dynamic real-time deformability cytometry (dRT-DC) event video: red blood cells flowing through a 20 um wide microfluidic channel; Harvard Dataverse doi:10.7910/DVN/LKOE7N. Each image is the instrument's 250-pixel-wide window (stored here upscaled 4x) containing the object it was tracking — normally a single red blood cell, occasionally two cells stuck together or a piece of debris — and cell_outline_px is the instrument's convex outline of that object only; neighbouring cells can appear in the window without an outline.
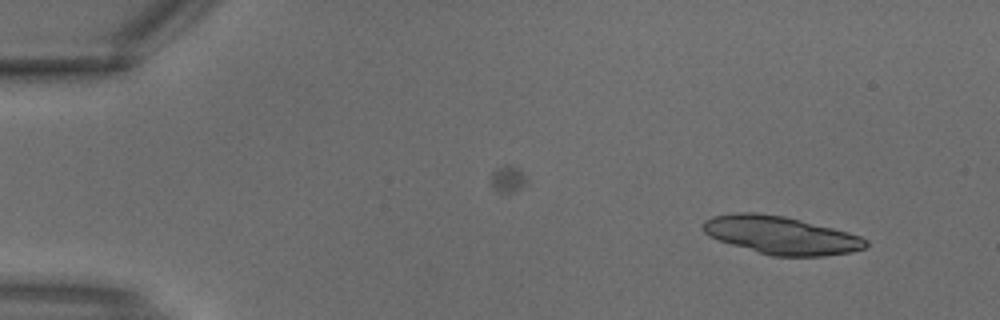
{"species": "common noctule bat (a hibernating species)", "species_latin": "Nyctalus noctula", "temperature_condition": "warm", "stored_images_in_passage": 3, "camera_frame_rate_fps": 3000, "um_per_image_px": 0.085, "animal": {"sex": "male", "body_mass_g": 18.8}, "frame": {"image": 1, "passage_image": 3, "time_ms": 0.667, "image_size_px": [1000, 320], "cell_outline_px": [[868, 244], [864, 248], [852, 252], [824, 256], [772, 256], [732, 244], [708, 236], [700, 228], [700, 224], [704, 220], [712, 216], [736, 212], [756, 212], [784, 216], [848, 232], [860, 236], [868, 240]], "centroid_in_image_um": [66.35, 19.98], "position_along_channel_um": 18.7, "area_um2": 35.95}}